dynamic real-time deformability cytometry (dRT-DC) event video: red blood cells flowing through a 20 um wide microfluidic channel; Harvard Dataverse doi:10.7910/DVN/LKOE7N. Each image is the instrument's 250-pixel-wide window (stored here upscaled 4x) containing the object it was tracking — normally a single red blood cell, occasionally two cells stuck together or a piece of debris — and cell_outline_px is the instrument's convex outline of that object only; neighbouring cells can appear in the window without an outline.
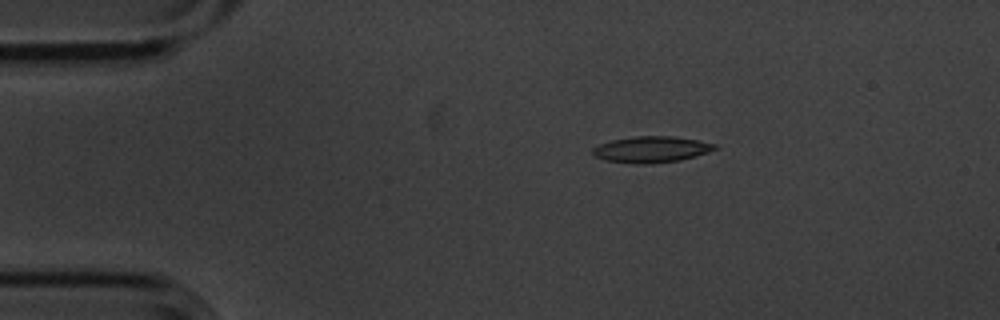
{"species": "common noctule bat (a hibernating species)", "species_latin": "Nyctalus noctula", "temperature_condition": "cold", "stored_images_in_passage": 10, "camera_frame_rate_fps": 3000, "um_per_image_px": 0.085, "animal": {"sex": "male", "body_mass_g": 20.1, "forearm_length_mm": 53.5}, "frame": {"image": 1, "passage_image": 2, "time_ms": 0.333, "image_size_px": [1000, 320], "cell_outline_px": [[716, 148], [708, 152], [696, 156], [680, 160], [648, 164], [636, 164], [604, 160], [596, 156], [592, 152], [592, 148], [600, 144], [612, 140], [636, 136], [672, 136], [696, 140], [716, 144]], "centroid_in_image_um": [55.35, 12.7], "position_along_channel_um": 29.7, "area_um2": 18.5}}
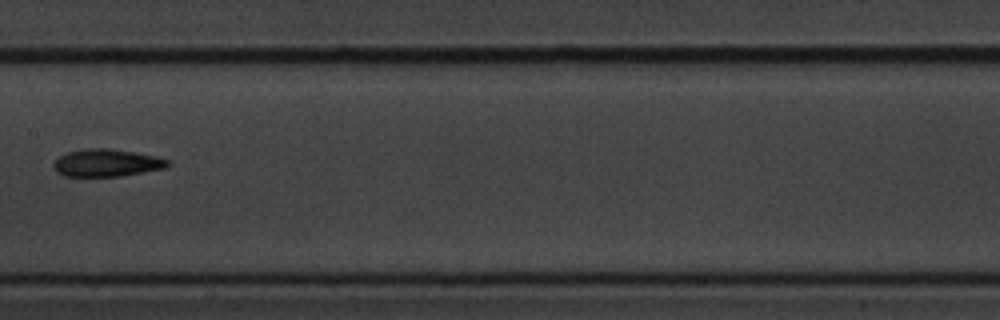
{"frame": {"image": 2, "passage_image": 7, "time_ms": 2.0, "image_size_px": [1000, 320], "cell_outline_px": [[172, 164], [164, 168], [120, 176], [64, 176], [56, 172], [52, 168], [52, 164], [60, 156], [68, 152], [84, 148], [112, 148], [136, 152], [156, 156], [168, 160]], "centroid_in_image_um": [9.05, 13.83], "position_along_channel_um": 198.4, "area_um2": 18.38}}
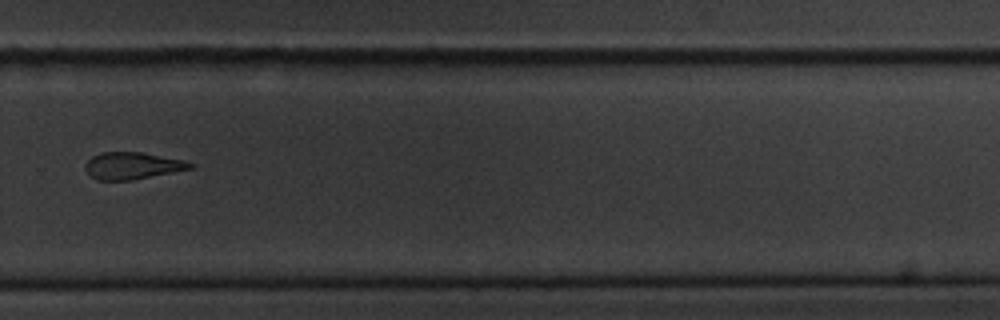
{"frame": {"image": 3, "passage_image": 10, "time_ms": 3.0, "image_size_px": [1000, 320], "cell_outline_px": [[192, 168], [132, 180], [96, 180], [84, 168], [84, 164], [92, 156], [100, 152], [140, 152], [184, 160], [192, 164]], "centroid_in_image_um": [11.19, 14.08], "position_along_channel_um": 318.6, "area_um2": 16.3}}